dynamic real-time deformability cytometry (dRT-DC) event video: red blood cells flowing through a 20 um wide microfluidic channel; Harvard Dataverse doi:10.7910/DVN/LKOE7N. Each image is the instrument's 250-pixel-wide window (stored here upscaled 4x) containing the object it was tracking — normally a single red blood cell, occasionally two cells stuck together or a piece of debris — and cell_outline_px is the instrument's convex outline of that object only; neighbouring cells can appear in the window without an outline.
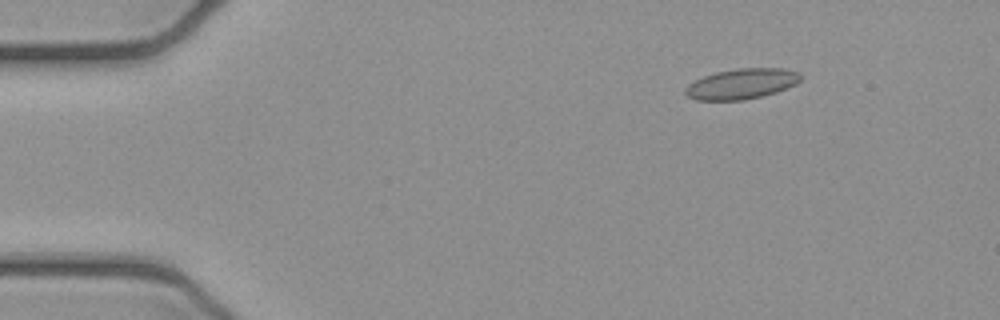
{"species": "common noctule bat (a hibernating species)", "species_latin": "Nyctalus noctula", "temperature_condition": "cold", "stored_images_in_passage": 2, "camera_frame_rate_fps": 3000, "um_per_image_px": 0.085, "animal": {"sex": "female", "body_mass_g": 21.9}, "frame": {"image": 1, "passage_image": 2, "time_ms": 0.333, "image_size_px": [1000, 320], "cell_outline_px": [[800, 80], [796, 84], [788, 88], [776, 92], [744, 100], [696, 100], [688, 96], [684, 92], [684, 88], [688, 84], [704, 76], [716, 72], [736, 68], [784, 68], [800, 72]], "centroid_in_image_um": [63.04, 7.12], "position_along_channel_um": 22.0, "area_um2": 20.46}}